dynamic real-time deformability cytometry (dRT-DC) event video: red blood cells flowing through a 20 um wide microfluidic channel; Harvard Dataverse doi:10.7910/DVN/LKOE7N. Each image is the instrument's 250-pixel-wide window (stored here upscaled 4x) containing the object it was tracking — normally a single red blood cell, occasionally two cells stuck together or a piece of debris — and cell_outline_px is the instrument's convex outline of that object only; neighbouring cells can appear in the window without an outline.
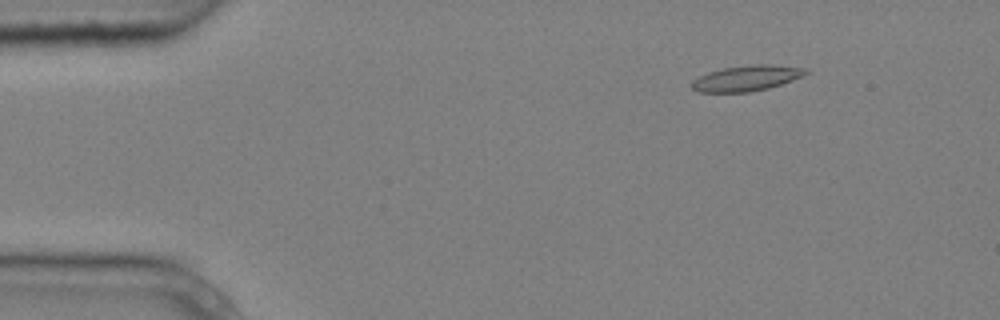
{"species": "common noctule bat (a hibernating species)", "species_latin": "Nyctalus noctula", "temperature_condition": "cold", "stored_images_in_passage": 4, "camera_frame_rate_fps": 3000, "um_per_image_px": 0.085, "animal": {"sex": "male", "body_mass_g": 20.4}, "frame": {"image": 1, "passage_image": 2, "time_ms": 0.333, "image_size_px": [1000, 320], "cell_outline_px": [[812, 72], [804, 76], [768, 88], [748, 92], [696, 92], [692, 88], [692, 80], [708, 72], [724, 68], [756, 64], [772, 64], [808, 68]], "centroid_in_image_um": [63.51, 6.64], "position_along_channel_um": 21.5, "area_um2": 17.05}}
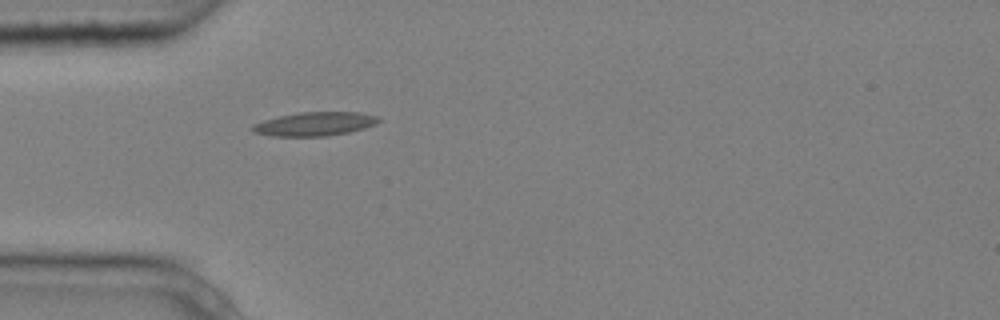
{"frame": {"image": 2, "passage_image": 4, "time_ms": 1.0, "image_size_px": [1000, 320], "cell_outline_px": [[380, 120], [376, 124], [364, 128], [348, 132], [324, 136], [272, 136], [252, 132], [252, 124], [264, 120], [280, 116], [300, 112], [356, 112], [380, 116]], "centroid_in_image_um": [26.75, 10.53], "position_along_channel_um": 58.2, "area_um2": 17.4}}